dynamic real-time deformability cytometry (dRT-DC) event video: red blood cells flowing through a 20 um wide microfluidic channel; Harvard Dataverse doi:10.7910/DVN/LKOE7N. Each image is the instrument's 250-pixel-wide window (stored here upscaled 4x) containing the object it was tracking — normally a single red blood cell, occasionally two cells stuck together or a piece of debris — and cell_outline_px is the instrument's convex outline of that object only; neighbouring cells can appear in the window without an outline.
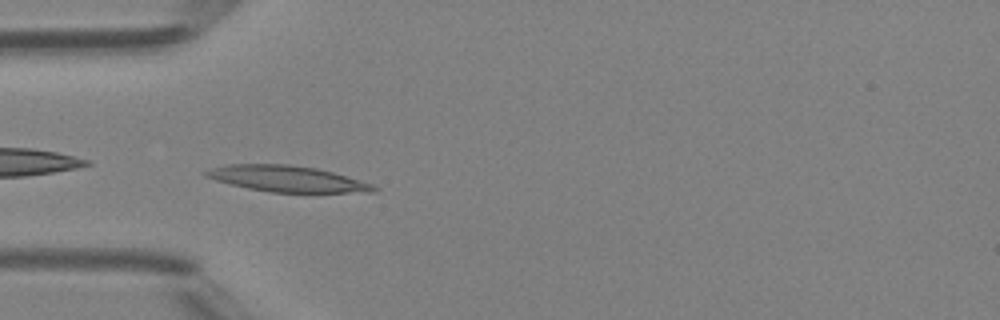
{"species": "Egyptian fruit bat (a non-hibernating species)", "species_latin": "Rousettus aegyptiacus", "temperature_condition": "room temperature", "stored_images_in_passage": 35, "camera_frame_rate_fps": 3000, "um_per_image_px": 0.085, "animal": {"sex": "female"}, "frame": {"image": 1, "passage_image": 1, "time_ms": 0.0, "image_size_px": [1000, 320], "cell_outline_px": [[380, 188], [376, 192], [272, 192], [248, 188], [216, 180], [204, 176], [204, 172], [212, 168], [228, 164], [288, 164], [316, 168], [332, 172], [372, 184]], "centroid_in_image_um": [24.41, 15.19], "position_along_channel_um": 60.6, "area_um2": 25.14}, "authors_computed_cell_mechanics": {"area_um2": 23.2934, "velocity_mm_per_s": 4.1784, "shape_relaxation_time_tau1_ms": null, "shape_relaxation_time_tau2_ms": 4.1127, "deformation_change_tau1": null, "deformation_change_tau2": 0.1349}}